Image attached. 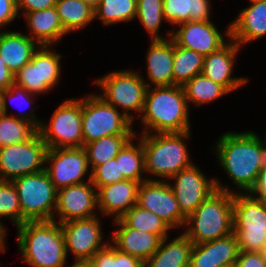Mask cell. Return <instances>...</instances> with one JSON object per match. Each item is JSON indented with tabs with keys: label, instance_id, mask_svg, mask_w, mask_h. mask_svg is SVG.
<instances>
[{
	"label": "cell",
	"instance_id": "obj_17",
	"mask_svg": "<svg viewBox=\"0 0 266 267\" xmlns=\"http://www.w3.org/2000/svg\"><path fill=\"white\" fill-rule=\"evenodd\" d=\"M178 27L180 28L172 30L171 38L174 42L178 46L196 51L203 56L219 50L228 42L227 40L225 41V39L231 38L230 24L225 34L219 32L212 21H188L177 25V28Z\"/></svg>",
	"mask_w": 266,
	"mask_h": 267
},
{
	"label": "cell",
	"instance_id": "obj_13",
	"mask_svg": "<svg viewBox=\"0 0 266 267\" xmlns=\"http://www.w3.org/2000/svg\"><path fill=\"white\" fill-rule=\"evenodd\" d=\"M89 168L83 147L55 148L47 151L45 171L57 190L87 182L83 177Z\"/></svg>",
	"mask_w": 266,
	"mask_h": 267
},
{
	"label": "cell",
	"instance_id": "obj_36",
	"mask_svg": "<svg viewBox=\"0 0 266 267\" xmlns=\"http://www.w3.org/2000/svg\"><path fill=\"white\" fill-rule=\"evenodd\" d=\"M38 130L30 123L11 115H0V147L29 140Z\"/></svg>",
	"mask_w": 266,
	"mask_h": 267
},
{
	"label": "cell",
	"instance_id": "obj_40",
	"mask_svg": "<svg viewBox=\"0 0 266 267\" xmlns=\"http://www.w3.org/2000/svg\"><path fill=\"white\" fill-rule=\"evenodd\" d=\"M14 84L30 93L39 94L38 49L33 53L31 61L14 74Z\"/></svg>",
	"mask_w": 266,
	"mask_h": 267
},
{
	"label": "cell",
	"instance_id": "obj_26",
	"mask_svg": "<svg viewBox=\"0 0 266 267\" xmlns=\"http://www.w3.org/2000/svg\"><path fill=\"white\" fill-rule=\"evenodd\" d=\"M168 238L161 240L158 250L144 263V267H189L193 242L184 233L170 242Z\"/></svg>",
	"mask_w": 266,
	"mask_h": 267
},
{
	"label": "cell",
	"instance_id": "obj_45",
	"mask_svg": "<svg viewBox=\"0 0 266 267\" xmlns=\"http://www.w3.org/2000/svg\"><path fill=\"white\" fill-rule=\"evenodd\" d=\"M57 0H16L18 14L23 11L29 13L32 11L44 10L56 5Z\"/></svg>",
	"mask_w": 266,
	"mask_h": 267
},
{
	"label": "cell",
	"instance_id": "obj_4",
	"mask_svg": "<svg viewBox=\"0 0 266 267\" xmlns=\"http://www.w3.org/2000/svg\"><path fill=\"white\" fill-rule=\"evenodd\" d=\"M191 131L172 133L137 134L145 155V174L168 181L182 169L192 165L186 142Z\"/></svg>",
	"mask_w": 266,
	"mask_h": 267
},
{
	"label": "cell",
	"instance_id": "obj_23",
	"mask_svg": "<svg viewBox=\"0 0 266 267\" xmlns=\"http://www.w3.org/2000/svg\"><path fill=\"white\" fill-rule=\"evenodd\" d=\"M230 34L241 47L266 36V0L242 9L230 23Z\"/></svg>",
	"mask_w": 266,
	"mask_h": 267
},
{
	"label": "cell",
	"instance_id": "obj_29",
	"mask_svg": "<svg viewBox=\"0 0 266 267\" xmlns=\"http://www.w3.org/2000/svg\"><path fill=\"white\" fill-rule=\"evenodd\" d=\"M55 6L67 33L78 32L95 20L94 9L82 0H57Z\"/></svg>",
	"mask_w": 266,
	"mask_h": 267
},
{
	"label": "cell",
	"instance_id": "obj_19",
	"mask_svg": "<svg viewBox=\"0 0 266 267\" xmlns=\"http://www.w3.org/2000/svg\"><path fill=\"white\" fill-rule=\"evenodd\" d=\"M167 39L151 40L146 55L147 77L144 81L149 87L174 86L173 56L174 40L172 29L167 30Z\"/></svg>",
	"mask_w": 266,
	"mask_h": 267
},
{
	"label": "cell",
	"instance_id": "obj_34",
	"mask_svg": "<svg viewBox=\"0 0 266 267\" xmlns=\"http://www.w3.org/2000/svg\"><path fill=\"white\" fill-rule=\"evenodd\" d=\"M120 220L128 227L158 235L161 239L169 237L171 228L155 213L135 204Z\"/></svg>",
	"mask_w": 266,
	"mask_h": 267
},
{
	"label": "cell",
	"instance_id": "obj_6",
	"mask_svg": "<svg viewBox=\"0 0 266 267\" xmlns=\"http://www.w3.org/2000/svg\"><path fill=\"white\" fill-rule=\"evenodd\" d=\"M93 84L102 90L103 94L98 96L116 109L122 108L123 114L132 122L135 120L132 112L142 114L148 86L138 71L116 70L96 79Z\"/></svg>",
	"mask_w": 266,
	"mask_h": 267
},
{
	"label": "cell",
	"instance_id": "obj_42",
	"mask_svg": "<svg viewBox=\"0 0 266 267\" xmlns=\"http://www.w3.org/2000/svg\"><path fill=\"white\" fill-rule=\"evenodd\" d=\"M92 267H116V248L108 243L89 260Z\"/></svg>",
	"mask_w": 266,
	"mask_h": 267
},
{
	"label": "cell",
	"instance_id": "obj_3",
	"mask_svg": "<svg viewBox=\"0 0 266 267\" xmlns=\"http://www.w3.org/2000/svg\"><path fill=\"white\" fill-rule=\"evenodd\" d=\"M17 228V245L31 267H62L67 253L64 234L56 221H26Z\"/></svg>",
	"mask_w": 266,
	"mask_h": 267
},
{
	"label": "cell",
	"instance_id": "obj_12",
	"mask_svg": "<svg viewBox=\"0 0 266 267\" xmlns=\"http://www.w3.org/2000/svg\"><path fill=\"white\" fill-rule=\"evenodd\" d=\"M170 180L175 184H171ZM168 181L179 209L186 218L216 190L235 193L229 186L221 184L220 179H208L194 163L173 175Z\"/></svg>",
	"mask_w": 266,
	"mask_h": 267
},
{
	"label": "cell",
	"instance_id": "obj_10",
	"mask_svg": "<svg viewBox=\"0 0 266 267\" xmlns=\"http://www.w3.org/2000/svg\"><path fill=\"white\" fill-rule=\"evenodd\" d=\"M38 133L48 149L83 147L82 98L61 103L49 123L41 121Z\"/></svg>",
	"mask_w": 266,
	"mask_h": 267
},
{
	"label": "cell",
	"instance_id": "obj_53",
	"mask_svg": "<svg viewBox=\"0 0 266 267\" xmlns=\"http://www.w3.org/2000/svg\"><path fill=\"white\" fill-rule=\"evenodd\" d=\"M262 1H264V0H249L250 4L262 2Z\"/></svg>",
	"mask_w": 266,
	"mask_h": 267
},
{
	"label": "cell",
	"instance_id": "obj_35",
	"mask_svg": "<svg viewBox=\"0 0 266 267\" xmlns=\"http://www.w3.org/2000/svg\"><path fill=\"white\" fill-rule=\"evenodd\" d=\"M94 14L106 26L129 22L136 18L137 0H100Z\"/></svg>",
	"mask_w": 266,
	"mask_h": 267
},
{
	"label": "cell",
	"instance_id": "obj_24",
	"mask_svg": "<svg viewBox=\"0 0 266 267\" xmlns=\"http://www.w3.org/2000/svg\"><path fill=\"white\" fill-rule=\"evenodd\" d=\"M23 16L31 33L28 36L39 46H54L68 34L60 21L56 6L25 13Z\"/></svg>",
	"mask_w": 266,
	"mask_h": 267
},
{
	"label": "cell",
	"instance_id": "obj_22",
	"mask_svg": "<svg viewBox=\"0 0 266 267\" xmlns=\"http://www.w3.org/2000/svg\"><path fill=\"white\" fill-rule=\"evenodd\" d=\"M114 224L119 228L113 233L109 243L117 250L144 263L158 250L162 240L158 235L128 227L120 219L114 220Z\"/></svg>",
	"mask_w": 266,
	"mask_h": 267
},
{
	"label": "cell",
	"instance_id": "obj_37",
	"mask_svg": "<svg viewBox=\"0 0 266 267\" xmlns=\"http://www.w3.org/2000/svg\"><path fill=\"white\" fill-rule=\"evenodd\" d=\"M136 18L148 32V35L154 39H167L159 33L162 21L165 20L163 14V0H137Z\"/></svg>",
	"mask_w": 266,
	"mask_h": 267
},
{
	"label": "cell",
	"instance_id": "obj_41",
	"mask_svg": "<svg viewBox=\"0 0 266 267\" xmlns=\"http://www.w3.org/2000/svg\"><path fill=\"white\" fill-rule=\"evenodd\" d=\"M124 179L123 174L120 173L119 160L116 158L95 167L91 171V182L97 189Z\"/></svg>",
	"mask_w": 266,
	"mask_h": 267
},
{
	"label": "cell",
	"instance_id": "obj_5",
	"mask_svg": "<svg viewBox=\"0 0 266 267\" xmlns=\"http://www.w3.org/2000/svg\"><path fill=\"white\" fill-rule=\"evenodd\" d=\"M184 228V234L193 244H202L231 235L233 193L220 190L213 192L186 218Z\"/></svg>",
	"mask_w": 266,
	"mask_h": 267
},
{
	"label": "cell",
	"instance_id": "obj_39",
	"mask_svg": "<svg viewBox=\"0 0 266 267\" xmlns=\"http://www.w3.org/2000/svg\"><path fill=\"white\" fill-rule=\"evenodd\" d=\"M34 96L36 97V94L28 92L23 87L17 86L15 84L11 85L8 89L3 91V112H4V114L7 115V113H8V111H7L8 110V104H7V98L8 97L10 98V100H12L14 102L15 101L18 102L19 100H17V99H20L21 104L23 106H28L29 107L32 104L31 106L33 107V103H34L33 99L35 98ZM22 105H18V107L20 108ZM32 107L29 108V109H32V110H29L28 113H25L24 111L22 112V110L24 108L21 107V109H22L21 110V112H22L21 115L18 114V115H11V116L15 117V118H18V119H21V120H24V121H27V122H30L38 130L41 121L39 119H37V117L35 115V110L36 109H34V107L33 108ZM25 110H26V108H25Z\"/></svg>",
	"mask_w": 266,
	"mask_h": 267
},
{
	"label": "cell",
	"instance_id": "obj_25",
	"mask_svg": "<svg viewBox=\"0 0 266 267\" xmlns=\"http://www.w3.org/2000/svg\"><path fill=\"white\" fill-rule=\"evenodd\" d=\"M39 45L28 34L17 31H0V58L8 69L16 74L31 61Z\"/></svg>",
	"mask_w": 266,
	"mask_h": 267
},
{
	"label": "cell",
	"instance_id": "obj_55",
	"mask_svg": "<svg viewBox=\"0 0 266 267\" xmlns=\"http://www.w3.org/2000/svg\"><path fill=\"white\" fill-rule=\"evenodd\" d=\"M222 267H235V265L222 266Z\"/></svg>",
	"mask_w": 266,
	"mask_h": 267
},
{
	"label": "cell",
	"instance_id": "obj_51",
	"mask_svg": "<svg viewBox=\"0 0 266 267\" xmlns=\"http://www.w3.org/2000/svg\"><path fill=\"white\" fill-rule=\"evenodd\" d=\"M84 3L90 5L93 9H95L98 4L100 3V0H82Z\"/></svg>",
	"mask_w": 266,
	"mask_h": 267
},
{
	"label": "cell",
	"instance_id": "obj_27",
	"mask_svg": "<svg viewBox=\"0 0 266 267\" xmlns=\"http://www.w3.org/2000/svg\"><path fill=\"white\" fill-rule=\"evenodd\" d=\"M210 10V0H163L165 21L174 26L188 21H211Z\"/></svg>",
	"mask_w": 266,
	"mask_h": 267
},
{
	"label": "cell",
	"instance_id": "obj_46",
	"mask_svg": "<svg viewBox=\"0 0 266 267\" xmlns=\"http://www.w3.org/2000/svg\"><path fill=\"white\" fill-rule=\"evenodd\" d=\"M248 193L266 203V162L259 171L256 182Z\"/></svg>",
	"mask_w": 266,
	"mask_h": 267
},
{
	"label": "cell",
	"instance_id": "obj_49",
	"mask_svg": "<svg viewBox=\"0 0 266 267\" xmlns=\"http://www.w3.org/2000/svg\"><path fill=\"white\" fill-rule=\"evenodd\" d=\"M7 232H5L1 227H0V252H5L6 250V244H5V238H6Z\"/></svg>",
	"mask_w": 266,
	"mask_h": 267
},
{
	"label": "cell",
	"instance_id": "obj_9",
	"mask_svg": "<svg viewBox=\"0 0 266 267\" xmlns=\"http://www.w3.org/2000/svg\"><path fill=\"white\" fill-rule=\"evenodd\" d=\"M133 122L123 112L93 93L82 98L84 145L104 136L135 135Z\"/></svg>",
	"mask_w": 266,
	"mask_h": 267
},
{
	"label": "cell",
	"instance_id": "obj_20",
	"mask_svg": "<svg viewBox=\"0 0 266 267\" xmlns=\"http://www.w3.org/2000/svg\"><path fill=\"white\" fill-rule=\"evenodd\" d=\"M240 253L234 233L221 239L193 244L189 267H222L235 265Z\"/></svg>",
	"mask_w": 266,
	"mask_h": 267
},
{
	"label": "cell",
	"instance_id": "obj_43",
	"mask_svg": "<svg viewBox=\"0 0 266 267\" xmlns=\"http://www.w3.org/2000/svg\"><path fill=\"white\" fill-rule=\"evenodd\" d=\"M235 267H266V254L240 251Z\"/></svg>",
	"mask_w": 266,
	"mask_h": 267
},
{
	"label": "cell",
	"instance_id": "obj_30",
	"mask_svg": "<svg viewBox=\"0 0 266 267\" xmlns=\"http://www.w3.org/2000/svg\"><path fill=\"white\" fill-rule=\"evenodd\" d=\"M188 106H200L205 103L209 104L220 97L229 94V91L219 83L214 82L200 73L186 82L183 86Z\"/></svg>",
	"mask_w": 266,
	"mask_h": 267
},
{
	"label": "cell",
	"instance_id": "obj_47",
	"mask_svg": "<svg viewBox=\"0 0 266 267\" xmlns=\"http://www.w3.org/2000/svg\"><path fill=\"white\" fill-rule=\"evenodd\" d=\"M116 267H144V262L116 249Z\"/></svg>",
	"mask_w": 266,
	"mask_h": 267
},
{
	"label": "cell",
	"instance_id": "obj_11",
	"mask_svg": "<svg viewBox=\"0 0 266 267\" xmlns=\"http://www.w3.org/2000/svg\"><path fill=\"white\" fill-rule=\"evenodd\" d=\"M47 151L38 131L25 142L0 147V179L11 182L45 170Z\"/></svg>",
	"mask_w": 266,
	"mask_h": 267
},
{
	"label": "cell",
	"instance_id": "obj_8",
	"mask_svg": "<svg viewBox=\"0 0 266 267\" xmlns=\"http://www.w3.org/2000/svg\"><path fill=\"white\" fill-rule=\"evenodd\" d=\"M233 233L240 251L263 252L266 203L249 193H233Z\"/></svg>",
	"mask_w": 266,
	"mask_h": 267
},
{
	"label": "cell",
	"instance_id": "obj_48",
	"mask_svg": "<svg viewBox=\"0 0 266 267\" xmlns=\"http://www.w3.org/2000/svg\"><path fill=\"white\" fill-rule=\"evenodd\" d=\"M14 84V73H12L0 58V90L5 91Z\"/></svg>",
	"mask_w": 266,
	"mask_h": 267
},
{
	"label": "cell",
	"instance_id": "obj_31",
	"mask_svg": "<svg viewBox=\"0 0 266 267\" xmlns=\"http://www.w3.org/2000/svg\"><path fill=\"white\" fill-rule=\"evenodd\" d=\"M135 135L104 136L83 146L91 171L114 159L122 147Z\"/></svg>",
	"mask_w": 266,
	"mask_h": 267
},
{
	"label": "cell",
	"instance_id": "obj_2",
	"mask_svg": "<svg viewBox=\"0 0 266 267\" xmlns=\"http://www.w3.org/2000/svg\"><path fill=\"white\" fill-rule=\"evenodd\" d=\"M189 106L182 86L149 87L140 121L141 134L190 131ZM154 131V132H153Z\"/></svg>",
	"mask_w": 266,
	"mask_h": 267
},
{
	"label": "cell",
	"instance_id": "obj_21",
	"mask_svg": "<svg viewBox=\"0 0 266 267\" xmlns=\"http://www.w3.org/2000/svg\"><path fill=\"white\" fill-rule=\"evenodd\" d=\"M140 182L124 179L97 189V208L104 216L120 219L137 204Z\"/></svg>",
	"mask_w": 266,
	"mask_h": 267
},
{
	"label": "cell",
	"instance_id": "obj_50",
	"mask_svg": "<svg viewBox=\"0 0 266 267\" xmlns=\"http://www.w3.org/2000/svg\"><path fill=\"white\" fill-rule=\"evenodd\" d=\"M70 267H92L90 261H83V260H75ZM65 267V264L62 266Z\"/></svg>",
	"mask_w": 266,
	"mask_h": 267
},
{
	"label": "cell",
	"instance_id": "obj_28",
	"mask_svg": "<svg viewBox=\"0 0 266 267\" xmlns=\"http://www.w3.org/2000/svg\"><path fill=\"white\" fill-rule=\"evenodd\" d=\"M136 136H133L119 151L115 157L119 160L120 173L128 180L143 182L146 180H158L157 178L144 177L145 155L142 141L139 139L137 146L134 143ZM144 177V178H143Z\"/></svg>",
	"mask_w": 266,
	"mask_h": 267
},
{
	"label": "cell",
	"instance_id": "obj_38",
	"mask_svg": "<svg viewBox=\"0 0 266 267\" xmlns=\"http://www.w3.org/2000/svg\"><path fill=\"white\" fill-rule=\"evenodd\" d=\"M9 218L18 227L22 224V211L16 188L10 181L0 179V218ZM0 227L6 232V227Z\"/></svg>",
	"mask_w": 266,
	"mask_h": 267
},
{
	"label": "cell",
	"instance_id": "obj_32",
	"mask_svg": "<svg viewBox=\"0 0 266 267\" xmlns=\"http://www.w3.org/2000/svg\"><path fill=\"white\" fill-rule=\"evenodd\" d=\"M204 56L196 51L178 46L174 42L173 76L174 86H183L203 71Z\"/></svg>",
	"mask_w": 266,
	"mask_h": 267
},
{
	"label": "cell",
	"instance_id": "obj_18",
	"mask_svg": "<svg viewBox=\"0 0 266 267\" xmlns=\"http://www.w3.org/2000/svg\"><path fill=\"white\" fill-rule=\"evenodd\" d=\"M227 40L219 50L204 56L202 73L231 93L244 86L249 79L232 76L236 55L242 47L231 38Z\"/></svg>",
	"mask_w": 266,
	"mask_h": 267
},
{
	"label": "cell",
	"instance_id": "obj_54",
	"mask_svg": "<svg viewBox=\"0 0 266 267\" xmlns=\"http://www.w3.org/2000/svg\"><path fill=\"white\" fill-rule=\"evenodd\" d=\"M263 252L266 254V237H265V243H264V247H263Z\"/></svg>",
	"mask_w": 266,
	"mask_h": 267
},
{
	"label": "cell",
	"instance_id": "obj_7",
	"mask_svg": "<svg viewBox=\"0 0 266 267\" xmlns=\"http://www.w3.org/2000/svg\"><path fill=\"white\" fill-rule=\"evenodd\" d=\"M19 197L22 224L26 221H56L57 189L45 170L11 181Z\"/></svg>",
	"mask_w": 266,
	"mask_h": 267
},
{
	"label": "cell",
	"instance_id": "obj_14",
	"mask_svg": "<svg viewBox=\"0 0 266 267\" xmlns=\"http://www.w3.org/2000/svg\"><path fill=\"white\" fill-rule=\"evenodd\" d=\"M137 205L158 215L171 229L185 225L186 217L181 213L174 192L166 180L141 182Z\"/></svg>",
	"mask_w": 266,
	"mask_h": 267
},
{
	"label": "cell",
	"instance_id": "obj_1",
	"mask_svg": "<svg viewBox=\"0 0 266 267\" xmlns=\"http://www.w3.org/2000/svg\"><path fill=\"white\" fill-rule=\"evenodd\" d=\"M214 153L221 168L236 188L248 193L266 162V135L262 140L255 132H226L220 136Z\"/></svg>",
	"mask_w": 266,
	"mask_h": 267
},
{
	"label": "cell",
	"instance_id": "obj_16",
	"mask_svg": "<svg viewBox=\"0 0 266 267\" xmlns=\"http://www.w3.org/2000/svg\"><path fill=\"white\" fill-rule=\"evenodd\" d=\"M87 182L67 186L57 190V204L55 215L60 216L59 222L65 223L71 220L86 219L98 216L97 188L91 182V173Z\"/></svg>",
	"mask_w": 266,
	"mask_h": 267
},
{
	"label": "cell",
	"instance_id": "obj_44",
	"mask_svg": "<svg viewBox=\"0 0 266 267\" xmlns=\"http://www.w3.org/2000/svg\"><path fill=\"white\" fill-rule=\"evenodd\" d=\"M19 16L16 0H0V31Z\"/></svg>",
	"mask_w": 266,
	"mask_h": 267
},
{
	"label": "cell",
	"instance_id": "obj_15",
	"mask_svg": "<svg viewBox=\"0 0 266 267\" xmlns=\"http://www.w3.org/2000/svg\"><path fill=\"white\" fill-rule=\"evenodd\" d=\"M100 222L99 216H94L60 224L67 256L68 252H71L75 260L89 261L96 252L109 243V241L103 242Z\"/></svg>",
	"mask_w": 266,
	"mask_h": 267
},
{
	"label": "cell",
	"instance_id": "obj_33",
	"mask_svg": "<svg viewBox=\"0 0 266 267\" xmlns=\"http://www.w3.org/2000/svg\"><path fill=\"white\" fill-rule=\"evenodd\" d=\"M61 54L50 46L38 48L39 95L46 94L59 84L61 78Z\"/></svg>",
	"mask_w": 266,
	"mask_h": 267
},
{
	"label": "cell",
	"instance_id": "obj_52",
	"mask_svg": "<svg viewBox=\"0 0 266 267\" xmlns=\"http://www.w3.org/2000/svg\"><path fill=\"white\" fill-rule=\"evenodd\" d=\"M4 114L3 112V91L0 90V115Z\"/></svg>",
	"mask_w": 266,
	"mask_h": 267
}]
</instances>
